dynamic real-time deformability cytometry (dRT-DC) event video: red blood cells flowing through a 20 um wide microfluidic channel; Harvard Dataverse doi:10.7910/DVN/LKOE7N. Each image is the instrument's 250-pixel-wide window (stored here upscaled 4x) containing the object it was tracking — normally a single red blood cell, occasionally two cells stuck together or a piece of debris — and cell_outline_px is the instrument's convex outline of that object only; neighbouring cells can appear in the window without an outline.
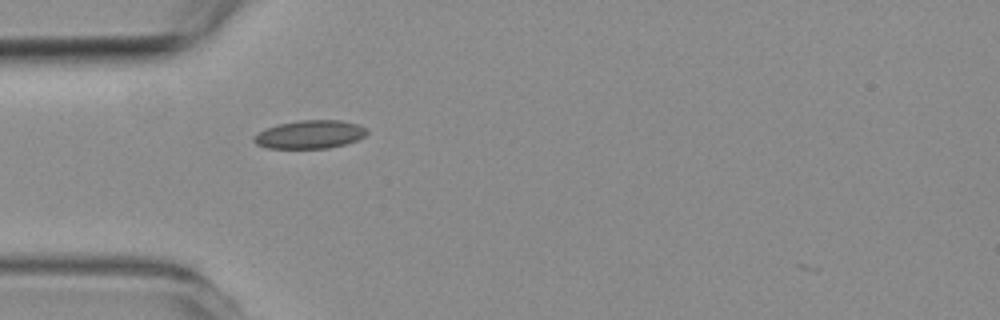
{"species": "common noctule bat (a hibernating species)", "species_latin": "Nyctalus noctula", "temperature_condition": "room temperature", "stored_images_in_passage": 1, "camera_frame_rate_fps": 3000, "um_per_image_px": 0.085, "animal": {"sex": "female", "body_mass_g": 19.3, "forearm_length_mm": 54.1}, "frame": {"image": 1, "passage_image": 1, "time_ms": 0.0, "image_size_px": [1000, 320], "cell_outline_px": [[368, 132], [364, 136], [356, 140], [344, 144], [328, 148], [268, 148], [256, 144], [252, 140], [252, 136], [276, 124], [296, 120], [340, 120], [356, 124], [368, 128]], "centroid_in_image_um": [26.32, 11.42], "position_along_channel_um": 58.7, "area_um2": 18.61}}